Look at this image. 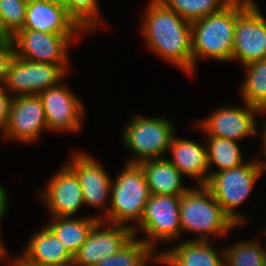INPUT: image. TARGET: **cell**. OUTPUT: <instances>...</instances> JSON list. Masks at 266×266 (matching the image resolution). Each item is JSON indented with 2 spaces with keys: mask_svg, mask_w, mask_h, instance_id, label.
Wrapping results in <instances>:
<instances>
[{
  "mask_svg": "<svg viewBox=\"0 0 266 266\" xmlns=\"http://www.w3.org/2000/svg\"><path fill=\"white\" fill-rule=\"evenodd\" d=\"M148 5L142 26L146 44L167 61L192 73L191 22L159 0H151Z\"/></svg>",
  "mask_w": 266,
  "mask_h": 266,
  "instance_id": "obj_1",
  "label": "cell"
},
{
  "mask_svg": "<svg viewBox=\"0 0 266 266\" xmlns=\"http://www.w3.org/2000/svg\"><path fill=\"white\" fill-rule=\"evenodd\" d=\"M253 0H231L224 8L191 22L193 70L197 57L230 61L237 17Z\"/></svg>",
  "mask_w": 266,
  "mask_h": 266,
  "instance_id": "obj_2",
  "label": "cell"
},
{
  "mask_svg": "<svg viewBox=\"0 0 266 266\" xmlns=\"http://www.w3.org/2000/svg\"><path fill=\"white\" fill-rule=\"evenodd\" d=\"M266 167L265 161L254 160L239 167L209 174L205 187L212 193L224 213L235 223H244L241 214L234 208L242 203L251 192L257 178Z\"/></svg>",
  "mask_w": 266,
  "mask_h": 266,
  "instance_id": "obj_3",
  "label": "cell"
},
{
  "mask_svg": "<svg viewBox=\"0 0 266 266\" xmlns=\"http://www.w3.org/2000/svg\"><path fill=\"white\" fill-rule=\"evenodd\" d=\"M111 192V207L106 212V222L127 226L128 221L136 220L139 224L151 195L141 166L128 163L116 181L112 182Z\"/></svg>",
  "mask_w": 266,
  "mask_h": 266,
  "instance_id": "obj_4",
  "label": "cell"
},
{
  "mask_svg": "<svg viewBox=\"0 0 266 266\" xmlns=\"http://www.w3.org/2000/svg\"><path fill=\"white\" fill-rule=\"evenodd\" d=\"M200 187V190L189 189L181 195V233L184 230L201 232L203 235L194 241H208L209 233L221 236L236 224L224 213L212 193L205 186Z\"/></svg>",
  "mask_w": 266,
  "mask_h": 266,
  "instance_id": "obj_5",
  "label": "cell"
},
{
  "mask_svg": "<svg viewBox=\"0 0 266 266\" xmlns=\"http://www.w3.org/2000/svg\"><path fill=\"white\" fill-rule=\"evenodd\" d=\"M173 124L163 117H135L125 129L123 141L137 156L128 163L139 164L150 159L163 158L169 151L174 136Z\"/></svg>",
  "mask_w": 266,
  "mask_h": 266,
  "instance_id": "obj_6",
  "label": "cell"
},
{
  "mask_svg": "<svg viewBox=\"0 0 266 266\" xmlns=\"http://www.w3.org/2000/svg\"><path fill=\"white\" fill-rule=\"evenodd\" d=\"M180 199L181 195H150L138 227L148 237L143 239L144 243L153 250L156 240L170 241L180 237Z\"/></svg>",
  "mask_w": 266,
  "mask_h": 266,
  "instance_id": "obj_7",
  "label": "cell"
},
{
  "mask_svg": "<svg viewBox=\"0 0 266 266\" xmlns=\"http://www.w3.org/2000/svg\"><path fill=\"white\" fill-rule=\"evenodd\" d=\"M73 38H76V35L21 29L10 40L15 49V56L31 62L60 65L67 71L66 54Z\"/></svg>",
  "mask_w": 266,
  "mask_h": 266,
  "instance_id": "obj_8",
  "label": "cell"
},
{
  "mask_svg": "<svg viewBox=\"0 0 266 266\" xmlns=\"http://www.w3.org/2000/svg\"><path fill=\"white\" fill-rule=\"evenodd\" d=\"M105 220H99L91 229L86 241L73 256L74 266H95L101 260L115 255L133 236L136 228L113 224L101 230Z\"/></svg>",
  "mask_w": 266,
  "mask_h": 266,
  "instance_id": "obj_9",
  "label": "cell"
},
{
  "mask_svg": "<svg viewBox=\"0 0 266 266\" xmlns=\"http://www.w3.org/2000/svg\"><path fill=\"white\" fill-rule=\"evenodd\" d=\"M65 73L60 65L31 62L15 56L4 86L18 92L15 96L38 95L41 91L58 85Z\"/></svg>",
  "mask_w": 266,
  "mask_h": 266,
  "instance_id": "obj_10",
  "label": "cell"
},
{
  "mask_svg": "<svg viewBox=\"0 0 266 266\" xmlns=\"http://www.w3.org/2000/svg\"><path fill=\"white\" fill-rule=\"evenodd\" d=\"M253 1L236 19L232 61L244 65L266 58V19Z\"/></svg>",
  "mask_w": 266,
  "mask_h": 266,
  "instance_id": "obj_11",
  "label": "cell"
},
{
  "mask_svg": "<svg viewBox=\"0 0 266 266\" xmlns=\"http://www.w3.org/2000/svg\"><path fill=\"white\" fill-rule=\"evenodd\" d=\"M47 129L77 132L81 126L84 107L65 85L50 87L41 91Z\"/></svg>",
  "mask_w": 266,
  "mask_h": 266,
  "instance_id": "obj_12",
  "label": "cell"
},
{
  "mask_svg": "<svg viewBox=\"0 0 266 266\" xmlns=\"http://www.w3.org/2000/svg\"><path fill=\"white\" fill-rule=\"evenodd\" d=\"M47 129L43 103L38 95L13 96L4 137L33 142Z\"/></svg>",
  "mask_w": 266,
  "mask_h": 266,
  "instance_id": "obj_13",
  "label": "cell"
},
{
  "mask_svg": "<svg viewBox=\"0 0 266 266\" xmlns=\"http://www.w3.org/2000/svg\"><path fill=\"white\" fill-rule=\"evenodd\" d=\"M244 105L245 108L225 107L216 110L200 123L201 129L207 132L208 137H221L236 142L245 136H257L258 124L254 115L261 112L247 103Z\"/></svg>",
  "mask_w": 266,
  "mask_h": 266,
  "instance_id": "obj_14",
  "label": "cell"
},
{
  "mask_svg": "<svg viewBox=\"0 0 266 266\" xmlns=\"http://www.w3.org/2000/svg\"><path fill=\"white\" fill-rule=\"evenodd\" d=\"M43 192L53 217H71L84 204L80 180L68 165L56 173Z\"/></svg>",
  "mask_w": 266,
  "mask_h": 266,
  "instance_id": "obj_15",
  "label": "cell"
},
{
  "mask_svg": "<svg viewBox=\"0 0 266 266\" xmlns=\"http://www.w3.org/2000/svg\"><path fill=\"white\" fill-rule=\"evenodd\" d=\"M23 29L60 35H77L83 30L60 0L29 3Z\"/></svg>",
  "mask_w": 266,
  "mask_h": 266,
  "instance_id": "obj_16",
  "label": "cell"
},
{
  "mask_svg": "<svg viewBox=\"0 0 266 266\" xmlns=\"http://www.w3.org/2000/svg\"><path fill=\"white\" fill-rule=\"evenodd\" d=\"M68 166L80 180L84 204L91 207H102L111 193L112 179L92 157L85 154H75Z\"/></svg>",
  "mask_w": 266,
  "mask_h": 266,
  "instance_id": "obj_17",
  "label": "cell"
},
{
  "mask_svg": "<svg viewBox=\"0 0 266 266\" xmlns=\"http://www.w3.org/2000/svg\"><path fill=\"white\" fill-rule=\"evenodd\" d=\"M169 150L172 155L169 161L180 173L197 179L199 186H205L209 179L207 146L173 136Z\"/></svg>",
  "mask_w": 266,
  "mask_h": 266,
  "instance_id": "obj_18",
  "label": "cell"
},
{
  "mask_svg": "<svg viewBox=\"0 0 266 266\" xmlns=\"http://www.w3.org/2000/svg\"><path fill=\"white\" fill-rule=\"evenodd\" d=\"M225 253L218 255L208 241H184L161 253L158 263L167 266H225Z\"/></svg>",
  "mask_w": 266,
  "mask_h": 266,
  "instance_id": "obj_19",
  "label": "cell"
},
{
  "mask_svg": "<svg viewBox=\"0 0 266 266\" xmlns=\"http://www.w3.org/2000/svg\"><path fill=\"white\" fill-rule=\"evenodd\" d=\"M22 259L26 263L49 266H67L73 263V256L47 226L31 238Z\"/></svg>",
  "mask_w": 266,
  "mask_h": 266,
  "instance_id": "obj_20",
  "label": "cell"
},
{
  "mask_svg": "<svg viewBox=\"0 0 266 266\" xmlns=\"http://www.w3.org/2000/svg\"><path fill=\"white\" fill-rule=\"evenodd\" d=\"M151 195H183L190 188L182 186V174L169 159H150L139 163Z\"/></svg>",
  "mask_w": 266,
  "mask_h": 266,
  "instance_id": "obj_21",
  "label": "cell"
},
{
  "mask_svg": "<svg viewBox=\"0 0 266 266\" xmlns=\"http://www.w3.org/2000/svg\"><path fill=\"white\" fill-rule=\"evenodd\" d=\"M54 221L46 225L60 240L64 248L72 255L79 250L86 241L93 226L104 218H81L54 217Z\"/></svg>",
  "mask_w": 266,
  "mask_h": 266,
  "instance_id": "obj_22",
  "label": "cell"
},
{
  "mask_svg": "<svg viewBox=\"0 0 266 266\" xmlns=\"http://www.w3.org/2000/svg\"><path fill=\"white\" fill-rule=\"evenodd\" d=\"M248 77L242 86L243 101L257 108L261 113L266 112V58L245 65Z\"/></svg>",
  "mask_w": 266,
  "mask_h": 266,
  "instance_id": "obj_23",
  "label": "cell"
},
{
  "mask_svg": "<svg viewBox=\"0 0 266 266\" xmlns=\"http://www.w3.org/2000/svg\"><path fill=\"white\" fill-rule=\"evenodd\" d=\"M205 146H207L209 168L211 164H215L219 168L218 171H224L244 164L236 141L221 137H208Z\"/></svg>",
  "mask_w": 266,
  "mask_h": 266,
  "instance_id": "obj_24",
  "label": "cell"
},
{
  "mask_svg": "<svg viewBox=\"0 0 266 266\" xmlns=\"http://www.w3.org/2000/svg\"><path fill=\"white\" fill-rule=\"evenodd\" d=\"M152 251L143 240H136L133 236L115 255L101 260L95 266H146L150 258L158 263V254L154 256Z\"/></svg>",
  "mask_w": 266,
  "mask_h": 266,
  "instance_id": "obj_25",
  "label": "cell"
},
{
  "mask_svg": "<svg viewBox=\"0 0 266 266\" xmlns=\"http://www.w3.org/2000/svg\"><path fill=\"white\" fill-rule=\"evenodd\" d=\"M189 22L205 18L224 8L231 0H159Z\"/></svg>",
  "mask_w": 266,
  "mask_h": 266,
  "instance_id": "obj_26",
  "label": "cell"
},
{
  "mask_svg": "<svg viewBox=\"0 0 266 266\" xmlns=\"http://www.w3.org/2000/svg\"><path fill=\"white\" fill-rule=\"evenodd\" d=\"M255 239L224 249L225 266H265L266 251ZM227 262V263H226Z\"/></svg>",
  "mask_w": 266,
  "mask_h": 266,
  "instance_id": "obj_27",
  "label": "cell"
},
{
  "mask_svg": "<svg viewBox=\"0 0 266 266\" xmlns=\"http://www.w3.org/2000/svg\"><path fill=\"white\" fill-rule=\"evenodd\" d=\"M28 3L25 0H0L2 40L12 38L23 29Z\"/></svg>",
  "mask_w": 266,
  "mask_h": 266,
  "instance_id": "obj_28",
  "label": "cell"
},
{
  "mask_svg": "<svg viewBox=\"0 0 266 266\" xmlns=\"http://www.w3.org/2000/svg\"><path fill=\"white\" fill-rule=\"evenodd\" d=\"M68 14L77 22L83 31L98 27L97 0H60Z\"/></svg>",
  "mask_w": 266,
  "mask_h": 266,
  "instance_id": "obj_29",
  "label": "cell"
},
{
  "mask_svg": "<svg viewBox=\"0 0 266 266\" xmlns=\"http://www.w3.org/2000/svg\"><path fill=\"white\" fill-rule=\"evenodd\" d=\"M15 57V49L10 39L0 40V83H6L8 70Z\"/></svg>",
  "mask_w": 266,
  "mask_h": 266,
  "instance_id": "obj_30",
  "label": "cell"
},
{
  "mask_svg": "<svg viewBox=\"0 0 266 266\" xmlns=\"http://www.w3.org/2000/svg\"><path fill=\"white\" fill-rule=\"evenodd\" d=\"M7 89L0 85V128L4 129L8 118L13 98L7 94Z\"/></svg>",
  "mask_w": 266,
  "mask_h": 266,
  "instance_id": "obj_31",
  "label": "cell"
},
{
  "mask_svg": "<svg viewBox=\"0 0 266 266\" xmlns=\"http://www.w3.org/2000/svg\"><path fill=\"white\" fill-rule=\"evenodd\" d=\"M6 201H8L6 191L0 185V220L2 217H4L3 215L6 212V206H7Z\"/></svg>",
  "mask_w": 266,
  "mask_h": 266,
  "instance_id": "obj_32",
  "label": "cell"
},
{
  "mask_svg": "<svg viewBox=\"0 0 266 266\" xmlns=\"http://www.w3.org/2000/svg\"><path fill=\"white\" fill-rule=\"evenodd\" d=\"M15 260L19 264V266H49V265H40L36 263H26L22 258H16ZM67 266H74V265L70 264Z\"/></svg>",
  "mask_w": 266,
  "mask_h": 266,
  "instance_id": "obj_33",
  "label": "cell"
},
{
  "mask_svg": "<svg viewBox=\"0 0 266 266\" xmlns=\"http://www.w3.org/2000/svg\"><path fill=\"white\" fill-rule=\"evenodd\" d=\"M5 247L3 246L2 240H1V235H0V262L2 259H5Z\"/></svg>",
  "mask_w": 266,
  "mask_h": 266,
  "instance_id": "obj_34",
  "label": "cell"
},
{
  "mask_svg": "<svg viewBox=\"0 0 266 266\" xmlns=\"http://www.w3.org/2000/svg\"><path fill=\"white\" fill-rule=\"evenodd\" d=\"M28 4L33 2L53 1V0H25Z\"/></svg>",
  "mask_w": 266,
  "mask_h": 266,
  "instance_id": "obj_35",
  "label": "cell"
},
{
  "mask_svg": "<svg viewBox=\"0 0 266 266\" xmlns=\"http://www.w3.org/2000/svg\"><path fill=\"white\" fill-rule=\"evenodd\" d=\"M263 124L266 126V124L264 122H263ZM262 135H263V141H264L263 143L266 144V127H265Z\"/></svg>",
  "mask_w": 266,
  "mask_h": 266,
  "instance_id": "obj_36",
  "label": "cell"
},
{
  "mask_svg": "<svg viewBox=\"0 0 266 266\" xmlns=\"http://www.w3.org/2000/svg\"><path fill=\"white\" fill-rule=\"evenodd\" d=\"M0 40H2V26H1V21H0Z\"/></svg>",
  "mask_w": 266,
  "mask_h": 266,
  "instance_id": "obj_37",
  "label": "cell"
},
{
  "mask_svg": "<svg viewBox=\"0 0 266 266\" xmlns=\"http://www.w3.org/2000/svg\"><path fill=\"white\" fill-rule=\"evenodd\" d=\"M12 266H19V264L16 262V260L13 261V263L11 264Z\"/></svg>",
  "mask_w": 266,
  "mask_h": 266,
  "instance_id": "obj_38",
  "label": "cell"
},
{
  "mask_svg": "<svg viewBox=\"0 0 266 266\" xmlns=\"http://www.w3.org/2000/svg\"><path fill=\"white\" fill-rule=\"evenodd\" d=\"M264 150L262 151L263 154H266V144H263Z\"/></svg>",
  "mask_w": 266,
  "mask_h": 266,
  "instance_id": "obj_39",
  "label": "cell"
}]
</instances>
